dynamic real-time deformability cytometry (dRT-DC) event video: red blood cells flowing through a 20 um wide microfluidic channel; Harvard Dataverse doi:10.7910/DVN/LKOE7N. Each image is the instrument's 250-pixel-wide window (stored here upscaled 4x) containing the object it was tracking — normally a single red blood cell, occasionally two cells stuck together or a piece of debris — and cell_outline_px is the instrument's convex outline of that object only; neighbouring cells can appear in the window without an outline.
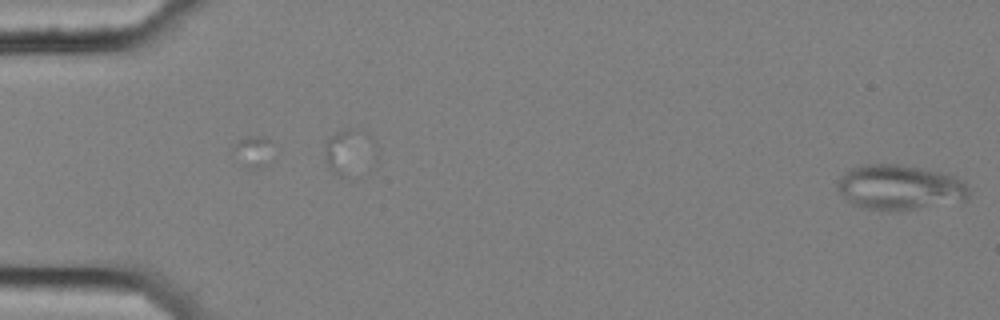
{"species": "common noctule bat (a hibernating species)", "species_latin": "Nyctalus noctula", "temperature_condition": "cold", "stored_images_in_passage": 2, "camera_frame_rate_fps": 3000, "um_per_image_px": 0.085, "animal": {"sex": "female", "body_mass_g": 25.1}, "frame": {"image": 1, "passage_image": 2, "time_ms": 0.333, "image_size_px": [1000, 320], "cell_outline_px": [[968, 200], [896, 212], [864, 208], [852, 204], [844, 200], [836, 184], [840, 176], [852, 168], [864, 164], [900, 164], [940, 172], [952, 176], [960, 180], [968, 188]], "centroid_in_image_um": [76.43, 15.94], "position_along_channel_um": 8.6, "area_um2": 34.62}}